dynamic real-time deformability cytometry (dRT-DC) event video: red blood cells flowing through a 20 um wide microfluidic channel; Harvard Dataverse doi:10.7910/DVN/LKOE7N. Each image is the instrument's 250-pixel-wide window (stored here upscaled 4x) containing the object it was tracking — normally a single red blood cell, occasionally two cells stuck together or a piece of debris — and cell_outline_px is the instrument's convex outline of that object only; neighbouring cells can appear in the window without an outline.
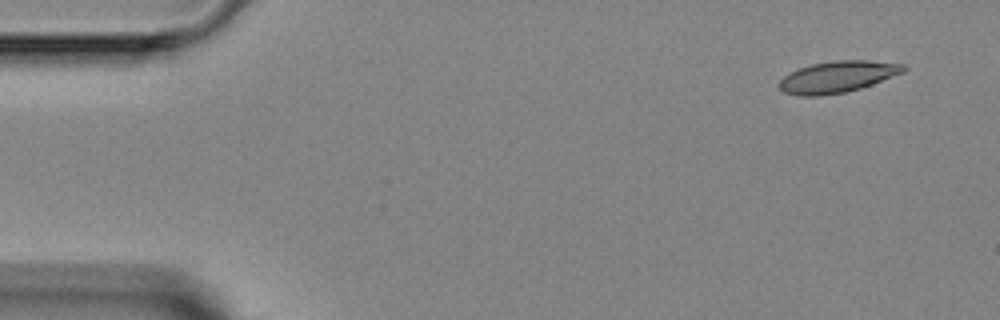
{"species": "Egyptian fruit bat (a non-hibernating species)", "species_latin": "Rousettus aegyptiacus", "temperature_condition": "room temperature", "stored_images_in_passage": 4, "segment_of_instrument_passage": [1, 2], "camera_frame_rate_fps": 3000, "um_per_image_px": 0.085, "animal": {"sex": "female"}, "frame": {"image": 1, "passage_image": 1, "time_ms": 0.0, "image_size_px": [1000, 320], "cell_outline_px": [[908, 68], [904, 72], [872, 84], [860, 88], [844, 92], [820, 96], [800, 96], [784, 92], [780, 88], [780, 80], [788, 72], [812, 64], [832, 60], [868, 60], [904, 64]], "centroid_in_image_um": [71.2, 6.52], "position_along_channel_um": 13.8, "area_um2": 22.77}}